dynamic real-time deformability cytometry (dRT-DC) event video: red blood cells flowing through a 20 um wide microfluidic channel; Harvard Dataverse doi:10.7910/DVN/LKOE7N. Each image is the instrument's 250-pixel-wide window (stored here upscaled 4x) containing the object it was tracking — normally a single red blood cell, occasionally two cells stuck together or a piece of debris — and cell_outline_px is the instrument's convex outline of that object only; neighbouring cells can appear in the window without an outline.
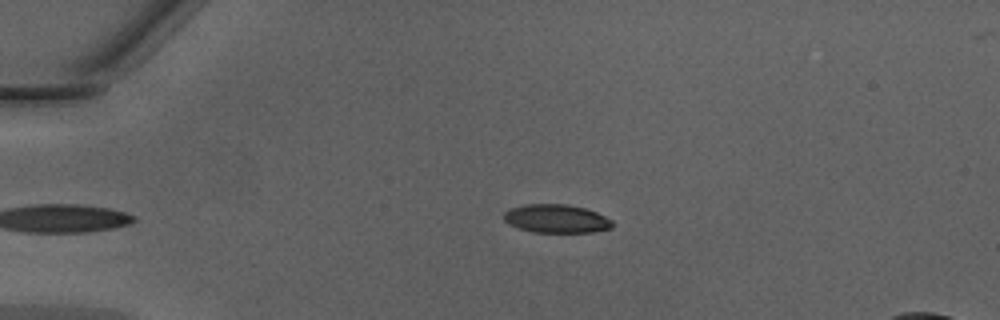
{"species": "Egyptian fruit bat (a non-hibernating species)", "species_latin": "Rousettus aegyptiacus", "temperature_condition": "warm", "stored_images_in_passage": 33, "camera_frame_rate_fps": 3000, "um_per_image_px": 0.085, "animal": {"sex": "male"}, "frame": {"image": 1, "passage_image": 1, "time_ms": 0.0, "image_size_px": [1000, 320], "cell_outline_px": [[612, 228], [592, 232], [532, 232], [508, 224], [504, 220], [504, 212], [512, 208], [524, 204], [568, 204], [584, 208], [596, 212], [612, 220]], "centroid_in_image_um": [47.28, 18.58], "position_along_channel_um": 37.7, "area_um2": 17.92}}
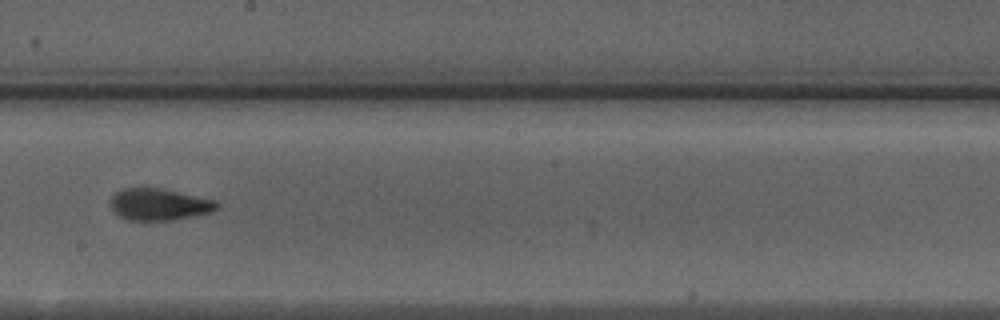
{"frame": {"image": 2, "passage_image": 18, "time_ms": 5.667, "image_size_px": [1000, 320], "cell_outline_px": [[220, 204], [212, 212], [172, 220], [128, 220], [120, 216], [108, 204], [112, 196], [116, 192], [124, 188], [160, 188], [216, 200]], "centroid_in_image_um": [13.52, 17.37], "position_along_channel_um": 234.7, "area_um2": 19.59}}
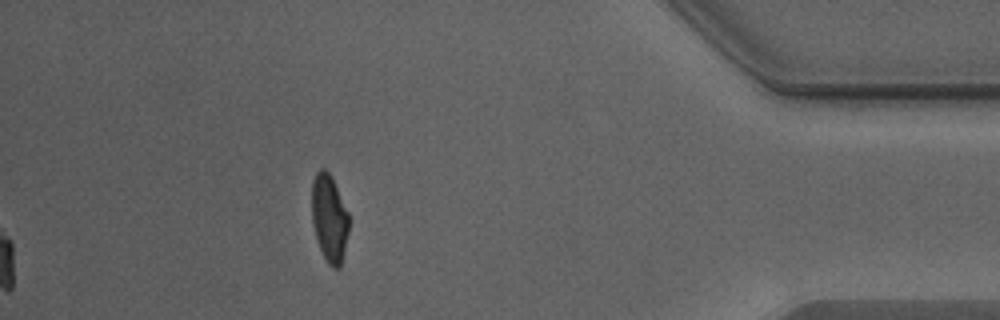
{"frame": {"image": 3, "passage_image": 33, "time_ms": 10.667, "image_size_px": [1000, 320], "cell_outline_px": [[348, 232], [340, 264], [336, 268], [332, 268], [328, 264], [320, 248], [312, 224], [312, 180], [316, 172], [320, 168], [324, 168], [328, 172], [348, 212]], "centroid_in_image_um": [27.96, 18.52], "position_along_channel_um": 407.2, "area_um2": 18.38}, "authors_computed_cell_mechanics": {"area_um2": 19.7098, "velocity_mm_per_s": 4.3249, "shape_relaxation_time_tau1_ms": 4.1212, "shape_relaxation_time_tau2_ms": 1.0639, "deformation_change_tau1": 0.1624, "deformation_change_tau2": 0.0714}}